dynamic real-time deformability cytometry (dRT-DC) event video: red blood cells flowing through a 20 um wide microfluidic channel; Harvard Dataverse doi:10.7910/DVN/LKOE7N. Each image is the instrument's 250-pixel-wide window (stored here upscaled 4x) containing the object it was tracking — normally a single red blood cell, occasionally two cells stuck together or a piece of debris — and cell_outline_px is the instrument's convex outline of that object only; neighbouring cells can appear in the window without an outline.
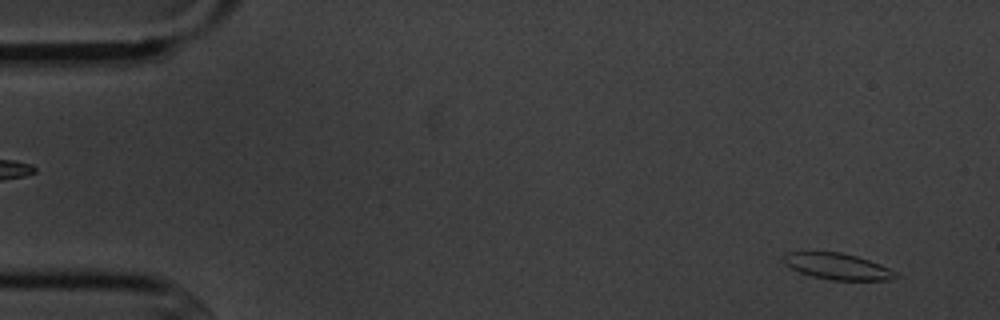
{"species": "common noctule bat (a hibernating species)", "species_latin": "Nyctalus noctula", "temperature_condition": "cold", "stored_images_in_passage": 4, "camera_frame_rate_fps": 3000, "um_per_image_px": 0.085, "animal": {"sex": "male", "body_mass_g": 20.1, "forearm_length_mm": 53.5}, "frame": {"image": 1, "passage_image": 1, "time_ms": 0.0, "image_size_px": [1000, 320], "cell_outline_px": [[900, 276], [888, 280], [832, 280], [812, 276], [800, 272], [784, 264], [784, 256], [788, 252], [840, 252], [856, 256], [880, 264], [900, 272]], "centroid_in_image_um": [71.25, 22.65], "position_along_channel_um": 13.7, "area_um2": 17.11}}